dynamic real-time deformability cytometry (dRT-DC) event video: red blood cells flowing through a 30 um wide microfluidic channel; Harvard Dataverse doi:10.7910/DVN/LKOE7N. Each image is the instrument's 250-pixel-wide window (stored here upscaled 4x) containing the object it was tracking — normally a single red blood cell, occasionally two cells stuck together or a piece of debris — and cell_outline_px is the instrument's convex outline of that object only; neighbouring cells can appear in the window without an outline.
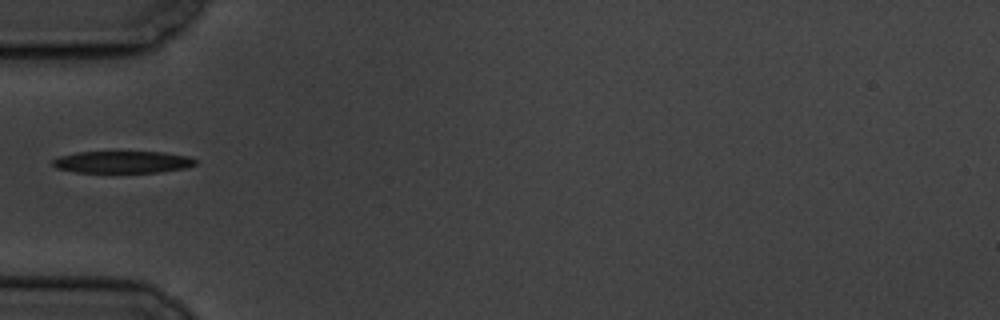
{"species": "common noctule bat (a hibernating species)", "species_latin": "Nyctalus noctula", "temperature_condition": "cold", "stored_images_in_passage": 1, "camera_frame_rate_fps": 3000, "um_per_image_px": 0.085, "animal": {"sex": "male", "body_mass_g": 19.5, "forearm_length_mm": 54.6}, "frame": {"image": 1, "passage_image": 1, "time_ms": 0.0, "image_size_px": [1000, 320], "cell_outline_px": [[196, 164], [184, 168], [156, 172], [76, 172], [56, 168], [52, 164], [52, 160], [60, 156], [76, 152], [164, 152], [188, 156], [196, 160]], "centroid_in_image_um": [10.39, 13.77], "position_along_channel_um": 74.6, "area_um2": 18.15}}